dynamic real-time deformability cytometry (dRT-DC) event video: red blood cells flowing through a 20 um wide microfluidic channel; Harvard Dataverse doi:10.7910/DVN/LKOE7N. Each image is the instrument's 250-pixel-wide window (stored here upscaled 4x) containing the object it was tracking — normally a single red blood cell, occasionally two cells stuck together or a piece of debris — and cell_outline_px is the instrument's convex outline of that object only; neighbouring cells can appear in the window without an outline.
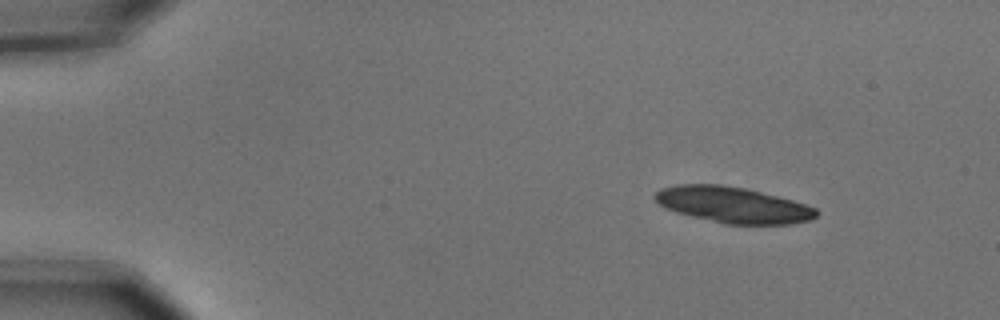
{"species": "common noctule bat (a hibernating species)", "species_latin": "Nyctalus noctula", "temperature_condition": "cold", "stored_images_in_passage": 5, "camera_frame_rate_fps": 3000, "um_per_image_px": 0.085, "animal": {"sex": "male", "body_mass_g": 15.6}, "frame": {"image": 1, "passage_image": 1, "time_ms": 0.0, "image_size_px": [1000, 320], "cell_outline_px": [[820, 212], [812, 220], [788, 224], [724, 224], [676, 212], [664, 208], [652, 196], [660, 188], [676, 184], [720, 184], [744, 188], [792, 200], [816, 208]], "centroid_in_image_um": [62.28, 17.41], "position_along_channel_um": 22.7, "area_um2": 33.81}}